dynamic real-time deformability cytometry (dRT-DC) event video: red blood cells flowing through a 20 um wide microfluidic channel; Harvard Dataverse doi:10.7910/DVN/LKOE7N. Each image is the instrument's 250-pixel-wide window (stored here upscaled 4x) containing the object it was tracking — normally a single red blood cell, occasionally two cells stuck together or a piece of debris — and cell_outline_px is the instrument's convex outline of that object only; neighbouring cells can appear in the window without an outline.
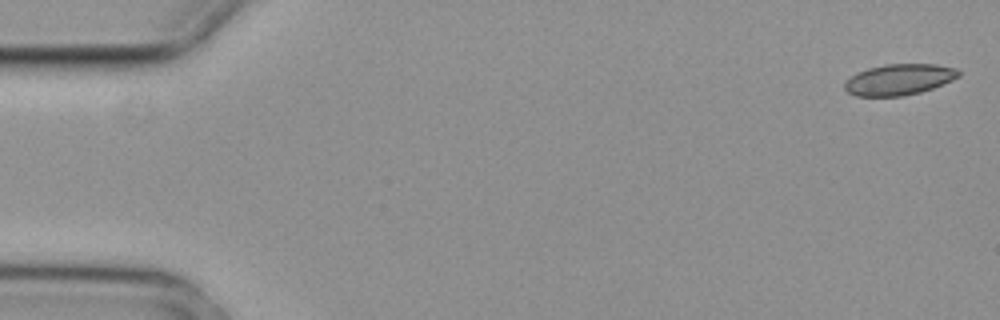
{"species": "common noctule bat (a hibernating species)", "species_latin": "Nyctalus noctula", "temperature_condition": "cold", "stored_images_in_passage": 4, "camera_frame_rate_fps": 3000, "um_per_image_px": 0.085, "animal": {"sex": "female", "body_mass_g": 29.2, "forearm_length_mm": 56.3}, "frame": {"image": 1, "passage_image": 1, "time_ms": 0.0, "image_size_px": [1000, 320], "cell_outline_px": [[960, 76], [952, 80], [932, 88], [920, 92], [904, 96], [856, 96], [848, 92], [844, 88], [844, 84], [852, 76], [868, 68], [884, 64], [936, 64], [956, 68], [960, 72]], "centroid_in_image_um": [76.44, 6.76], "position_along_channel_um": 8.6, "area_um2": 20.46}}
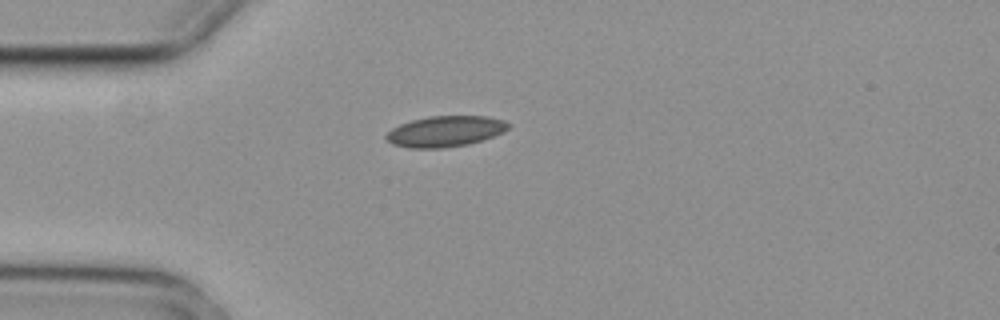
{"frame": {"image": 2, "passage_image": 4, "time_ms": 1.0, "image_size_px": [1000, 320], "cell_outline_px": [[512, 124], [504, 132], [468, 144], [444, 148], [408, 148], [392, 144], [384, 140], [384, 136], [392, 128], [400, 124], [412, 120], [428, 116], [488, 116], [504, 120]], "centroid_in_image_um": [37.82, 11.16], "position_along_channel_um": 47.2, "area_um2": 22.08}}